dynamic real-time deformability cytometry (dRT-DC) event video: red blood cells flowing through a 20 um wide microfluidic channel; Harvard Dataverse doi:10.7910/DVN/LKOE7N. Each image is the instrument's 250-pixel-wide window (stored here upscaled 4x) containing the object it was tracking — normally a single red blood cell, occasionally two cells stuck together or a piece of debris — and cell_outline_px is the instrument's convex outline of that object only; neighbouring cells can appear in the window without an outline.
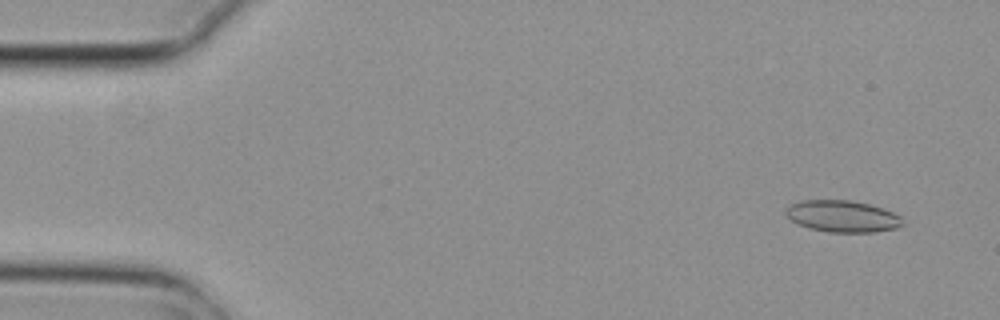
{"species": "common noctule bat (a hibernating species)", "species_latin": "Nyctalus noctula", "temperature_condition": "cold", "stored_images_in_passage": 8, "camera_frame_rate_fps": 3000, "um_per_image_px": 0.085, "animal": {"sex": "female", "body_mass_g": 29.2, "forearm_length_mm": 56.3}, "frame": {"image": 1, "passage_image": 1, "time_ms": 0.0, "image_size_px": [1000, 320], "cell_outline_px": [[904, 224], [896, 228], [876, 232], [828, 232], [808, 228], [792, 220], [784, 212], [784, 208], [788, 204], [800, 200], [848, 200], [868, 204], [884, 208], [900, 216]], "centroid_in_image_um": [71.58, 18.38], "position_along_channel_um": 13.4, "area_um2": 21.68}}
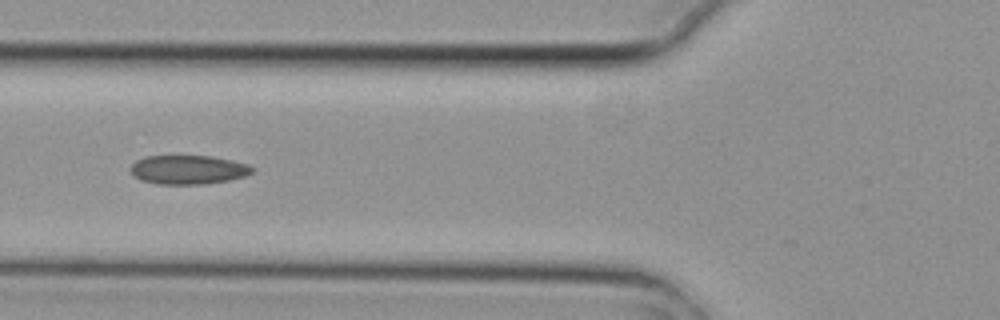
{"frame": {"image": 2, "passage_image": 5, "time_ms": 1.333, "image_size_px": [1000, 320], "cell_outline_px": [[256, 168], [252, 172], [244, 176], [228, 180], [204, 184], [156, 184], [140, 180], [132, 176], [132, 164], [136, 160], [144, 156], [212, 156], [232, 160], [248, 164]], "centroid_in_image_um": [15.99, 14.42], "position_along_channel_um": 109.8, "area_um2": 20.63}}
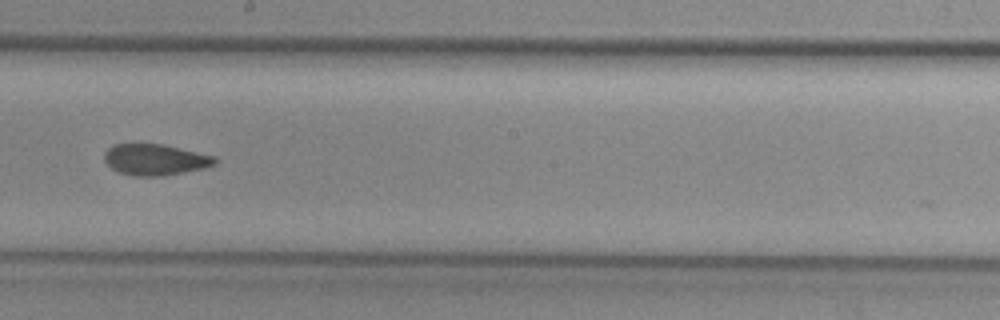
{"frame": {"image": 3, "passage_image": 8, "time_ms": 2.333, "image_size_px": [1000, 320], "cell_outline_px": [[216, 164], [204, 168], [164, 176], [132, 176], [120, 172], [112, 168], [104, 160], [104, 152], [112, 144], [164, 144], [216, 156]], "centroid_in_image_um": [13.2, 13.56], "position_along_channel_um": 235.0, "area_um2": 20.17}}